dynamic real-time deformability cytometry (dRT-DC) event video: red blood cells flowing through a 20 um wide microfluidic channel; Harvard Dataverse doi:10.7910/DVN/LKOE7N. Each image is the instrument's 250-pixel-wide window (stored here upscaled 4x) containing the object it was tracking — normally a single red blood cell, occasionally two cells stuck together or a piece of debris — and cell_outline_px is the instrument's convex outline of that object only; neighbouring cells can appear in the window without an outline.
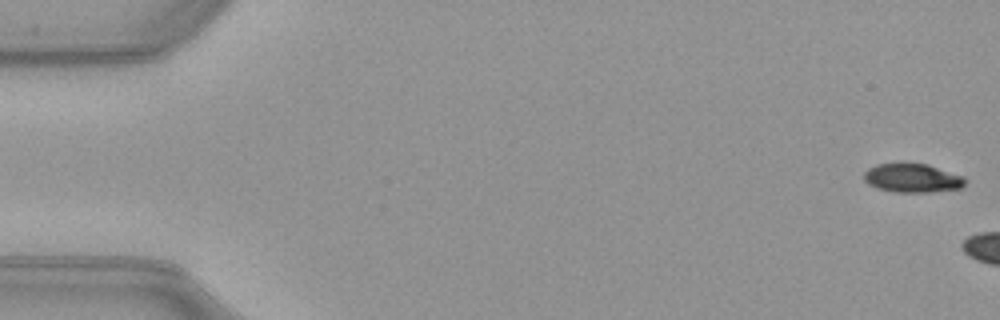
{"species": "common noctule bat (a hibernating species)", "species_latin": "Nyctalus noctula", "temperature_condition": "warm", "stored_images_in_passage": 6, "camera_frame_rate_fps": 3000, "um_per_image_px": 0.085, "animal": {"sex": "female", "body_mass_g": 21.9}, "frame": {"image": 1, "passage_image": 1, "time_ms": 0.0, "image_size_px": [1000, 320], "cell_outline_px": [[968, 180], [960, 188], [932, 192], [896, 192], [876, 188], [868, 184], [864, 180], [864, 172], [868, 168], [876, 164], [900, 160], [928, 164], [964, 176]], "centroid_in_image_um": [77.52, 15.09], "position_along_channel_um": 7.5, "area_um2": 17.74}}